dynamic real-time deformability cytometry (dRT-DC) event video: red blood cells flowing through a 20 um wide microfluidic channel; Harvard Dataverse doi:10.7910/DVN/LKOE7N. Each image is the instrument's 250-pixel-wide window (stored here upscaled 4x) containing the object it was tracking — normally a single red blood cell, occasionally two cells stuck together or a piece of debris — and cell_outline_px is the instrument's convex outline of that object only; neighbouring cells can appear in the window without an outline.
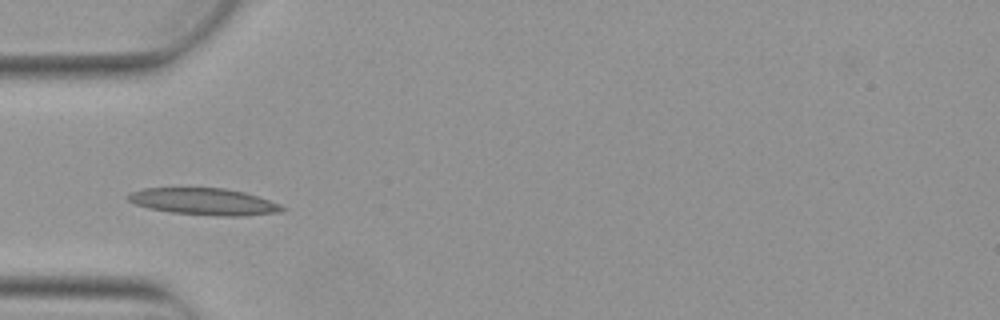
{"species": "Egyptian fruit bat (a non-hibernating species)", "species_latin": "Rousettus aegyptiacus", "temperature_condition": "warm", "stored_images_in_passage": 6, "camera_frame_rate_fps": 3000, "um_per_image_px": 0.085, "animal": {"sex": "female"}, "frame": {"image": 1, "passage_image": 4, "time_ms": 1.0, "image_size_px": [1000, 320], "cell_outline_px": [[284, 208], [280, 212], [248, 216], [220, 216], [168, 212], [148, 208], [136, 204], [128, 200], [124, 196], [132, 192], [144, 188], [224, 188], [244, 192], [280, 204]], "centroid_in_image_um": [17.31, 17.14], "position_along_channel_um": 67.7, "area_um2": 23.99}}
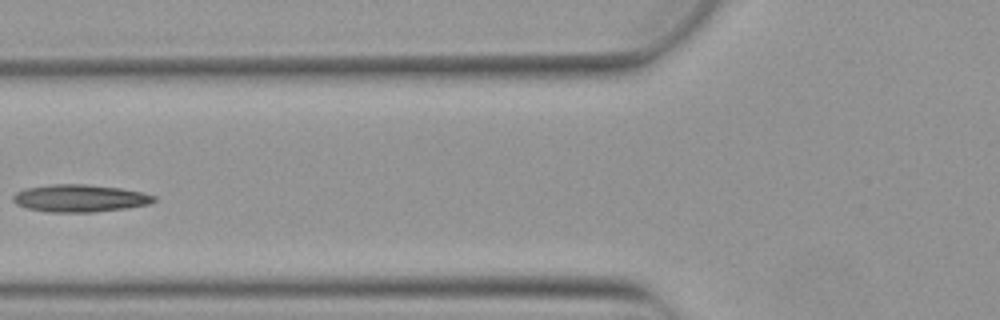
{"frame": {"image": 2, "passage_image": 5, "time_ms": 1.333, "image_size_px": [1000, 320], "cell_outline_px": [[156, 200], [148, 204], [128, 208], [92, 212], [48, 212], [28, 208], [16, 204], [12, 200], [12, 196], [16, 192], [24, 188], [52, 184], [84, 184], [120, 188], [140, 192], [156, 196]], "centroid_in_image_um": [6.76, 16.85], "position_along_channel_um": 119.0, "area_um2": 22.48}}
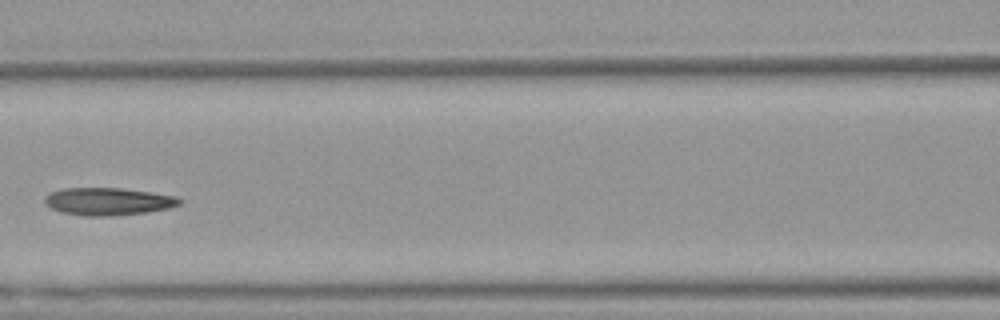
{"frame": {"image": 3, "passage_image": 6, "time_ms": 1.667, "image_size_px": [1000, 320], "cell_outline_px": [[184, 200], [180, 204], [168, 208], [144, 212], [112, 216], [84, 216], [60, 212], [44, 204], [44, 196], [48, 192], [64, 188], [120, 188], [152, 192], [176, 196]], "centroid_in_image_um": [9.15, 17.12], "position_along_channel_um": 157.4, "area_um2": 21.79}}